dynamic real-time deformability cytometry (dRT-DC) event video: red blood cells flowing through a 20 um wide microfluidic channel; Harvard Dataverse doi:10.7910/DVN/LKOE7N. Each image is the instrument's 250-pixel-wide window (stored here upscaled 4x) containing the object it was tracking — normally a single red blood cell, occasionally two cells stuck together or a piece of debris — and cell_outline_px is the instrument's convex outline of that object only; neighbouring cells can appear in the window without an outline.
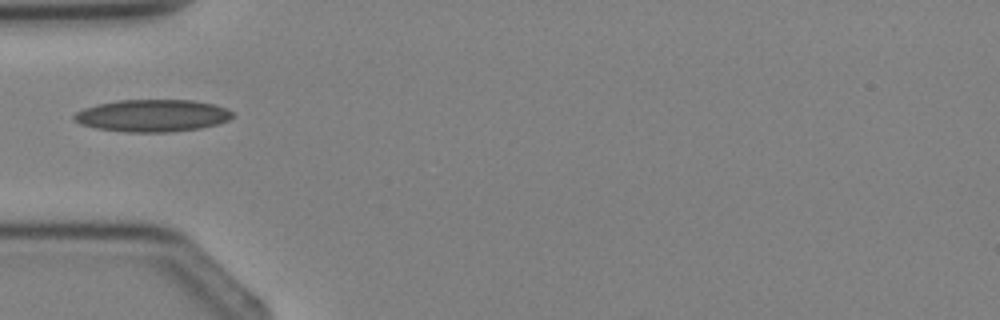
{"species": "Egyptian fruit bat (a non-hibernating species)", "species_latin": "Rousettus aegyptiacus", "temperature_condition": "cold", "stored_images_in_passage": 1, "camera_frame_rate_fps": 3000, "um_per_image_px": 0.085, "animal": {"sex": "female"}, "frame": {"image": 1, "passage_image": 1, "time_ms": 0.0, "image_size_px": [1000, 320], "cell_outline_px": [[236, 116], [228, 120], [216, 124], [200, 128], [168, 132], [124, 132], [96, 128], [80, 124], [72, 120], [72, 116], [76, 112], [84, 108], [96, 104], [120, 100], [192, 100], [212, 104], [228, 108], [236, 112]], "centroid_in_image_um": [12.96, 9.82], "position_along_channel_um": 72.0, "area_um2": 30.0}}